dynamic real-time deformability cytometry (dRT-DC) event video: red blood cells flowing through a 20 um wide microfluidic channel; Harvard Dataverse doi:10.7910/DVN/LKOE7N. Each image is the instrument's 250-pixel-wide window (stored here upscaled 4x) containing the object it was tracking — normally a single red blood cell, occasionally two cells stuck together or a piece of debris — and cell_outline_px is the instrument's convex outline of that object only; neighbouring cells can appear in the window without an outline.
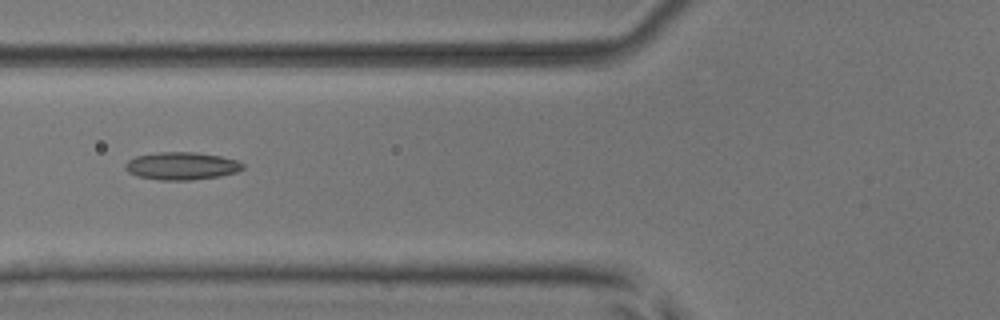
{"species": "common noctule bat (a hibernating species)", "species_latin": "Nyctalus noctula", "temperature_condition": "room temperature", "stored_images_in_passage": 6, "camera_frame_rate_fps": 3000, "um_per_image_px": 0.085, "animal": {"sex": "male", "body_mass_g": 17.9, "forearm_length_mm": 54.2}, "frame": {"image": 1, "passage_image": 4, "time_ms": 3.667, "image_size_px": [1000, 320], "cell_outline_px": [[244, 168], [236, 172], [220, 176], [192, 180], [160, 180], [136, 176], [128, 172], [124, 168], [124, 164], [128, 160], [136, 156], [160, 152], [196, 152], [220, 156], [236, 160], [244, 164]], "centroid_in_image_um": [15.42, 14.11], "position_along_channel_um": 110.4, "area_um2": 19.02}}
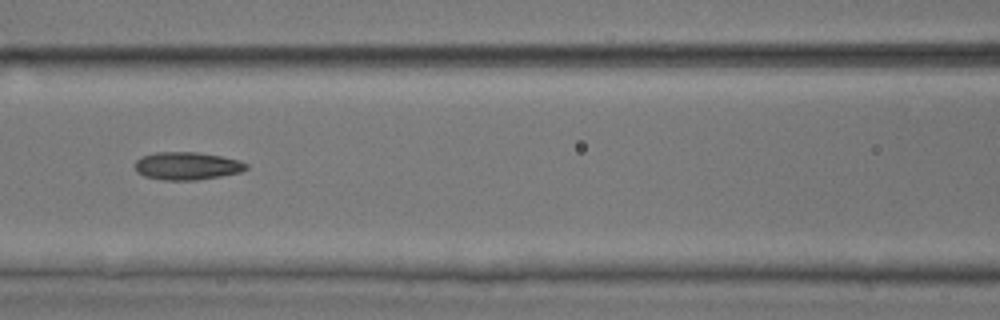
{"frame": {"image": 2, "passage_image": 5, "time_ms": 4.667, "image_size_px": [1000, 320], "cell_outline_px": [[248, 168], [240, 172], [220, 176], [196, 180], [164, 180], [144, 176], [136, 172], [136, 160], [140, 156], [156, 152], [196, 152], [220, 156], [236, 160], [248, 164]], "centroid_in_image_um": [15.86, 14.1], "position_along_channel_um": 150.7, "area_um2": 17.92}}
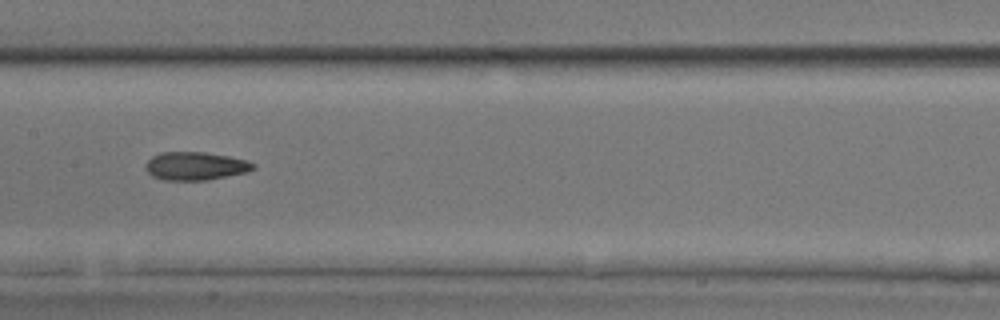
{"frame": {"image": 3, "passage_image": 6, "time_ms": 5.667, "image_size_px": [1000, 320], "cell_outline_px": [[256, 168], [248, 172], [208, 180], [164, 180], [152, 176], [144, 168], [148, 160], [152, 156], [160, 152], [204, 152], [228, 156], [244, 160], [256, 164]], "centroid_in_image_um": [16.61, 14.11], "position_along_channel_um": 190.8, "area_um2": 17.74}}